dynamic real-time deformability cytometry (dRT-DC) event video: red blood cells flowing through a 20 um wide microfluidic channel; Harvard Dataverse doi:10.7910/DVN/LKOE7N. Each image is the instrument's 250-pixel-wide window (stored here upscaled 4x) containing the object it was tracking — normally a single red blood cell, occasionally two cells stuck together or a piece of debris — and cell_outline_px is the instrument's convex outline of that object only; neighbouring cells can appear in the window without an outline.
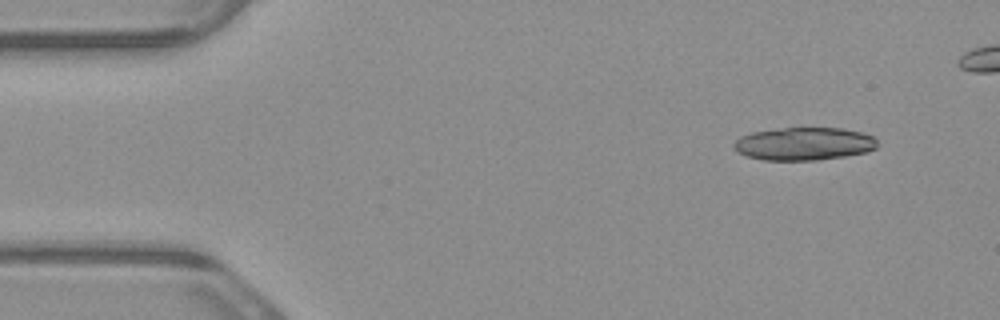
{"species": "common noctule bat (a hibernating species)", "species_latin": "Nyctalus noctula", "temperature_condition": "warm", "stored_images_in_passage": 5, "camera_frame_rate_fps": 3000, "um_per_image_px": 0.085, "animal": {"sex": "male", "body_mass_g": 23.1, "forearm_length_mm": 52.7}, "frame": {"image": 1, "passage_image": 1, "time_ms": 0.0, "image_size_px": [1000, 320], "cell_outline_px": [[880, 144], [876, 148], [868, 152], [844, 156], [816, 160], [764, 160], [748, 156], [736, 152], [732, 148], [732, 144], [740, 136], [752, 132], [780, 128], [844, 128], [860, 132], [872, 136]], "centroid_in_image_um": [68.33, 12.22], "position_along_channel_um": 16.7, "area_um2": 27.69}}
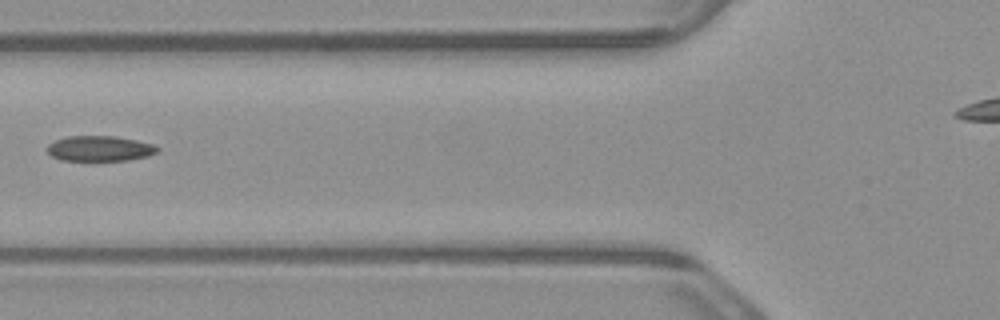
{"frame": {"image": 2, "passage_image": 5, "time_ms": 1.333, "image_size_px": [1000, 320], "cell_outline_px": [[160, 148], [156, 152], [148, 156], [128, 160], [60, 160], [52, 156], [48, 152], [48, 144], [56, 140], [68, 136], [116, 136], [136, 140], [152, 144]], "centroid_in_image_um": [8.48, 12.62], "position_along_channel_um": 117.3, "area_um2": 16.13}}